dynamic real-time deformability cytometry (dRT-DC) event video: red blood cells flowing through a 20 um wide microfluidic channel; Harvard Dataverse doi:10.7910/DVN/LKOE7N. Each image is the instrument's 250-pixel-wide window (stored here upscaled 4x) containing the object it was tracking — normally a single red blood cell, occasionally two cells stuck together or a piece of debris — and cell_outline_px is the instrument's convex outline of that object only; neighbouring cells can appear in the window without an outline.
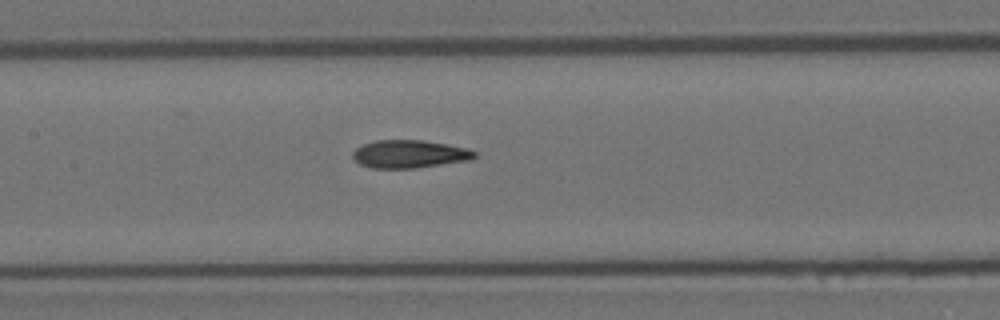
{"species": "Egyptian fruit bat (a non-hibernating species)", "species_latin": "Rousettus aegyptiacus", "temperature_condition": "room temperature", "stored_images_in_passage": 8, "camera_frame_rate_fps": 3000, "um_per_image_px": 0.085, "animal": {"sex": "female"}, "frame": {"image": 1, "passage_image": 8, "time_ms": 8.333, "image_size_px": [1000, 320], "cell_outline_px": [[476, 156], [468, 160], [416, 168], [372, 168], [360, 164], [352, 156], [352, 152], [356, 148], [364, 144], [376, 140], [424, 140], [448, 144], [464, 148], [476, 152]], "centroid_in_image_um": [34.77, 13.09], "position_along_channel_um": 172.6, "area_um2": 19.65}}